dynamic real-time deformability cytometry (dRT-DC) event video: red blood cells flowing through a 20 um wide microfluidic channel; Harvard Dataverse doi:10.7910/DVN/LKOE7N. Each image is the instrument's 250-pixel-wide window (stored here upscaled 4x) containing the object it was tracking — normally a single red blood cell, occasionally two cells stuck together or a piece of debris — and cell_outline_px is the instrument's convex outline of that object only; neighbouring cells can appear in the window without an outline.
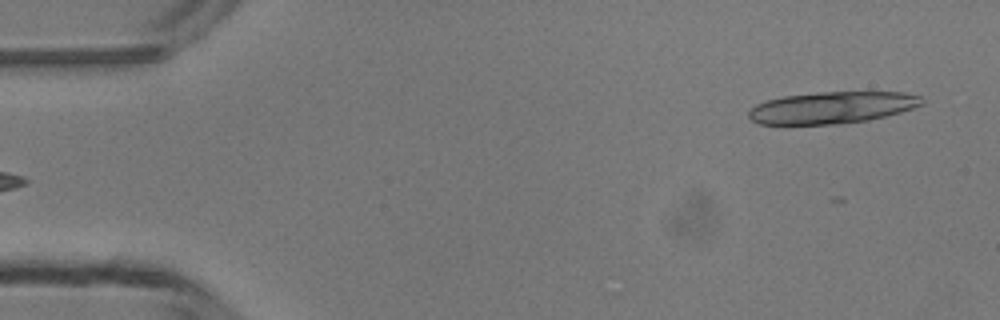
{"species": "common noctule bat (a hibernating species)", "species_latin": "Nyctalus noctula", "temperature_condition": "room temperature", "stored_images_in_passage": 13, "camera_frame_rate_fps": 3000, "um_per_image_px": 0.085, "animal": {"sex": "male", "body_mass_g": 13.3}, "frame": {"image": 1, "passage_image": 1, "time_ms": 0.0, "image_size_px": [1000, 320], "cell_outline_px": [[924, 104], [900, 112], [868, 120], [840, 124], [760, 124], [752, 120], [748, 116], [748, 112], [756, 104], [768, 100], [784, 96], [816, 92], [904, 92], [920, 96], [924, 100]], "centroid_in_image_um": [70.74, 9.14], "position_along_channel_um": 14.3, "area_um2": 32.02}}